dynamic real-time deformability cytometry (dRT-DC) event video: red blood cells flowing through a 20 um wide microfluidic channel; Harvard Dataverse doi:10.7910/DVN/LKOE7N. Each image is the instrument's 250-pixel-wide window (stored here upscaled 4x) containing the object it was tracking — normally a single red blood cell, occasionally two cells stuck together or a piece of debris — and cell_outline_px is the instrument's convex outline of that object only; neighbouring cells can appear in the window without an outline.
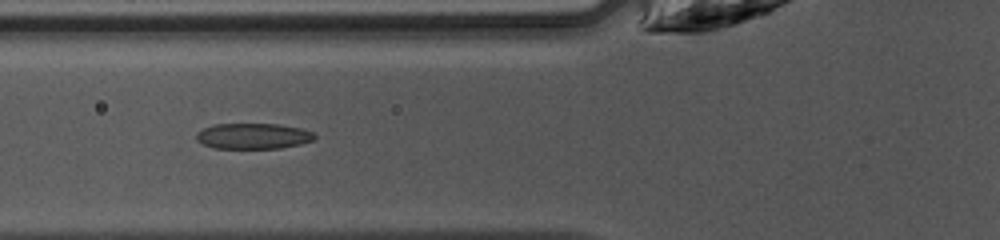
{"species": "common noctule bat (a hibernating species)", "species_latin": "Nyctalus noctula", "temperature_condition": "warm", "stored_images_in_passage": 36, "camera_frame_rate_fps": 3000, "um_per_image_px": 0.085, "animal": {"sex": "female", "body_mass_g": 10.0, "forearm_length_mm": 53.1}, "frame": {"image": 1, "passage_image": 7, "time_ms": 2.0, "image_size_px": [1000, 240], "cell_outline_px": [[316, 136], [312, 140], [300, 144], [280, 148], [212, 148], [196, 140], [196, 132], [212, 124], [280, 124], [300, 128], [312, 132]], "centroid_in_image_um": [21.48, 11.56], "position_along_channel_um": 104.3, "area_um2": 17.69}}
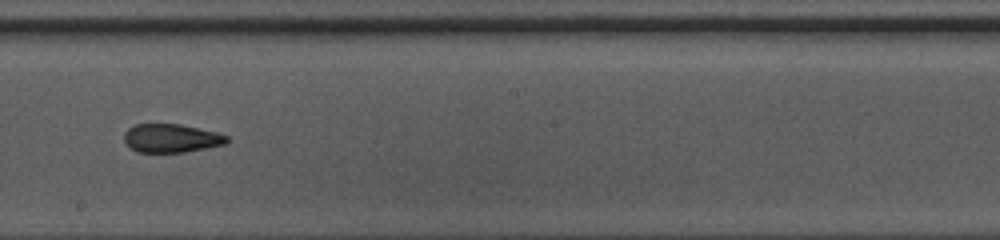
{"frame": {"image": 2, "passage_image": 16, "time_ms": 5.0, "image_size_px": [1000, 240], "cell_outline_px": [[228, 140], [224, 144], [184, 152], [136, 152], [128, 148], [124, 140], [124, 132], [128, 128], [136, 124], [180, 124], [216, 132], [228, 136]], "centroid_in_image_um": [14.5, 11.75], "position_along_channel_um": 233.7, "area_um2": 17.05}}
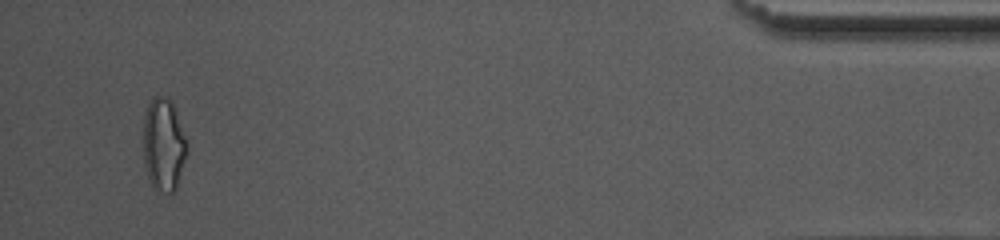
{"frame": {"image": 3, "passage_image": 34, "time_ms": 11.0, "image_size_px": [1000, 240], "cell_outline_px": [[188, 152], [176, 188], [172, 192], [156, 192], [152, 188], [148, 180], [144, 164], [144, 116], [148, 104], [156, 96], [168, 96], [172, 100], [188, 144]], "centroid_in_image_um": [13.91, 12.32], "position_along_channel_um": 421.3, "area_um2": 23.99}, "authors_computed_cell_mechanics": {"area_um2": 18.1492, "velocity_mm_per_s": 4.2849, "shape_relaxation_time_tau1_ms": 8.0624, "shape_relaxation_time_tau2_ms": 1.7366, "deformation_change_tau1": 0.2271, "deformation_change_tau2": 0.1038}}